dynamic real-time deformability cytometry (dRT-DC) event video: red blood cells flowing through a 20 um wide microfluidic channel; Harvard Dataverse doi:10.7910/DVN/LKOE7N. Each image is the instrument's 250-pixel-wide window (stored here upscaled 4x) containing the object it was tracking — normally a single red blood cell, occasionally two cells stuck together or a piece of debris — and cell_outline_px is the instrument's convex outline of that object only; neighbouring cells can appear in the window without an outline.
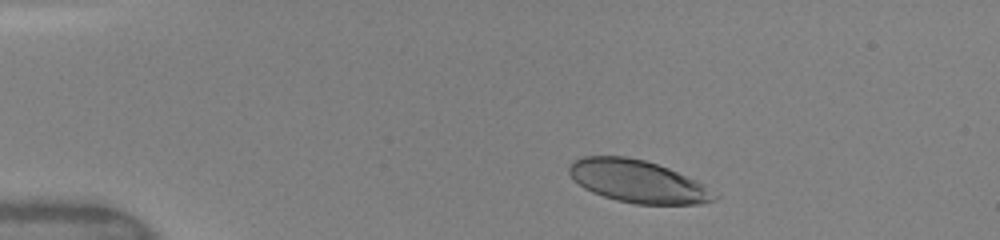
{"species": "human", "species_latin": "Homo sapiens", "temperature_condition": "warm", "stored_images_in_passage": 29, "camera_frame_rate_fps": 3000, "um_per_image_px": 0.085, "donor": {"sex": "female"}, "frame": {"image": 1, "passage_image": 1, "time_ms": 0.0, "image_size_px": [1000, 240], "cell_outline_px": [[720, 196], [716, 200], [700, 204], [636, 204], [616, 200], [592, 192], [584, 188], [568, 172], [568, 168], [572, 160], [580, 156], [624, 156], [644, 160], [668, 168], [696, 180]], "centroid_in_image_um": [54.21, 15.41], "position_along_channel_um": 30.8, "area_um2": 35.84}}
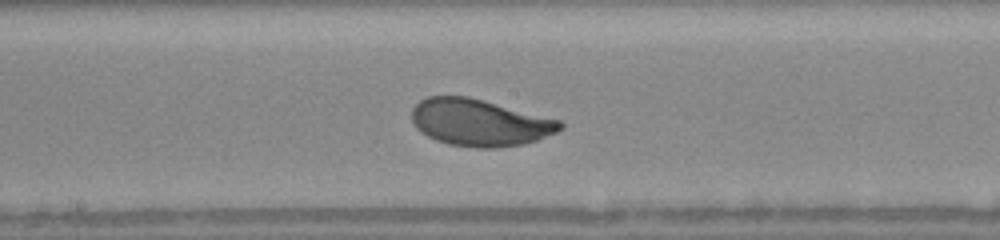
{"frame": {"image": 2, "passage_image": 19, "time_ms": 6.0, "image_size_px": [1000, 240], "cell_outline_px": [[564, 128], [556, 132], [536, 140], [524, 144], [492, 148], [480, 148], [448, 144], [436, 140], [420, 132], [416, 128], [412, 120], [412, 108], [420, 100], [428, 96], [468, 96], [484, 100], [560, 120], [564, 124]], "centroid_in_image_um": [40.76, 10.41], "position_along_channel_um": 207.4, "area_um2": 40.52}}
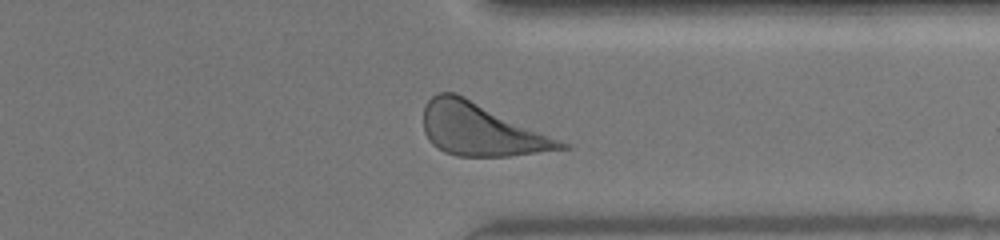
{"frame": {"image": 3, "passage_image": 27, "time_ms": 10.0, "image_size_px": [1000, 240], "cell_outline_px": [[572, 148], [508, 156], [456, 156], [444, 152], [432, 144], [428, 140], [424, 132], [424, 108], [428, 100], [432, 96], [440, 92], [456, 92], [572, 144]], "centroid_in_image_um": [40.92, 11.01], "position_along_channel_um": 370.5, "area_um2": 42.31}, "authors_computed_cell_mechanics": {"area_um2": 39.8242, "velocity_mm_per_s": 4.073, "shape_relaxation_time_tau1_ms": 1.7884, "shape_relaxation_time_tau2_ms": null, "deformation_change_tau1": 0.1168, "deformation_change_tau2": null}}